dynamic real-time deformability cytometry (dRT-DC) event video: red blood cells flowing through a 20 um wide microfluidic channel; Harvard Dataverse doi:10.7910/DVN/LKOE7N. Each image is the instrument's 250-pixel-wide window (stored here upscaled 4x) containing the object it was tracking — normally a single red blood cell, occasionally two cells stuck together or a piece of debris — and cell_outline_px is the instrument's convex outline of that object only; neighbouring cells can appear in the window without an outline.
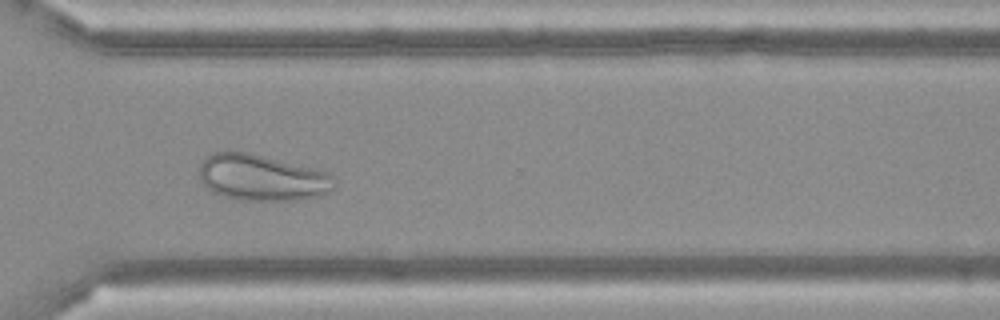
{"species": "Egyptian fruit bat (a non-hibernating species)", "species_latin": "Rousettus aegyptiacus", "temperature_condition": "cold", "stored_images_in_passage": 50, "camera_frame_rate_fps": 3000, "um_per_image_px": 0.085, "frame": {"image": 1, "passage_image": 36, "time_ms": 11.667, "image_size_px": [1000, 320], "cell_outline_px": [[336, 188], [320, 196], [296, 200], [236, 200], [212, 192], [200, 180], [200, 164], [204, 156], [212, 152], [248, 152], [328, 172], [336, 180]], "centroid_in_image_um": [22.26, 15.11], "position_along_channel_um": 348.3, "area_um2": 36.47}}